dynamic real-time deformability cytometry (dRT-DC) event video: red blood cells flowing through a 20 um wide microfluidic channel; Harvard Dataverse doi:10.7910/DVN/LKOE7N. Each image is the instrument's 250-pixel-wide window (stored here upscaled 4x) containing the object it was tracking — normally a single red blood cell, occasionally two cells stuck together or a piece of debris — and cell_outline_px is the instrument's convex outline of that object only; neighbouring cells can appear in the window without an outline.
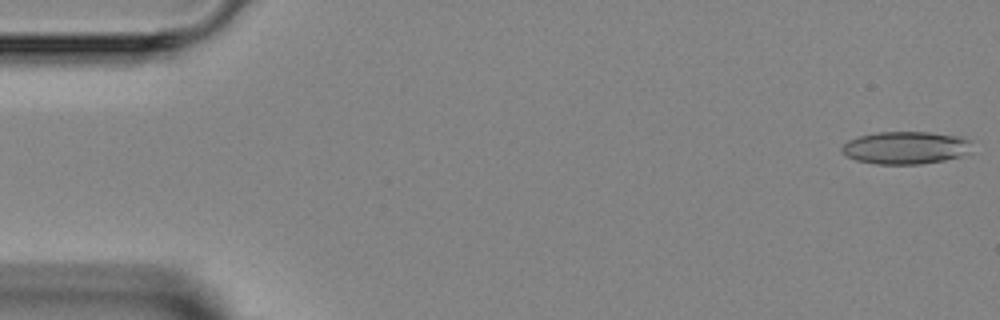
{"species": "Egyptian fruit bat (a non-hibernating species)", "species_latin": "Rousettus aegyptiacus", "temperature_condition": "room temperature", "stored_images_in_passage": 5, "segment_of_instrument_passage": [2, 2], "camera_frame_rate_fps": 3000, "um_per_image_px": 0.085, "animal": {"sex": "female"}, "frame": {"image": 1, "passage_image": 5, "time_ms": 5.333, "image_size_px": [1000, 320], "cell_outline_px": [[972, 152], [960, 156], [944, 160], [920, 164], [876, 164], [856, 160], [840, 152], [840, 148], [848, 140], [856, 136], [876, 132], [928, 132], [960, 136], [972, 140]], "centroid_in_image_um": [76.99, 12.55], "position_along_channel_um": 8.0, "area_um2": 25.09}}